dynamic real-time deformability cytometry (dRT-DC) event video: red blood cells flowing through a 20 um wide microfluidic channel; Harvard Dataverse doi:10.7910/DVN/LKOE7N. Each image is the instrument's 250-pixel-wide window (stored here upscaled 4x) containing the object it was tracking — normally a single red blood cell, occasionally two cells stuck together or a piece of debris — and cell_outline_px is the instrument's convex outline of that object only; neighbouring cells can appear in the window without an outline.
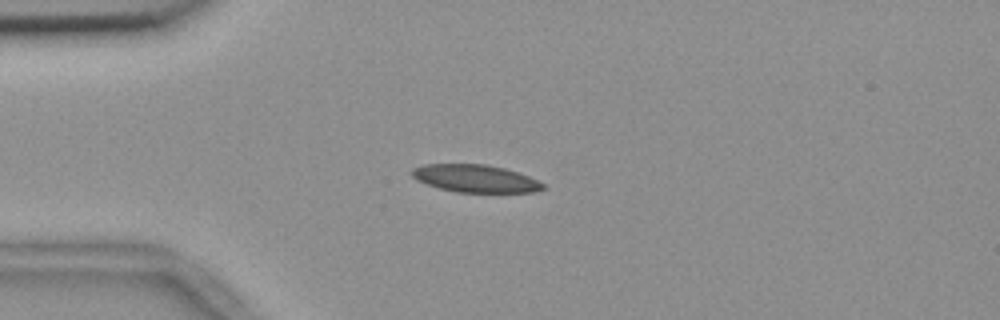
{"species": "common noctule bat (a hibernating species)", "species_latin": "Nyctalus noctula", "temperature_condition": "room temperature", "stored_images_in_passage": 54, "camera_frame_rate_fps": 3000, "um_per_image_px": 0.085, "animal": {"sex": "female", "body_mass_g": 18.4}, "frame": {"image": 1, "passage_image": 13, "time_ms": 4.0, "image_size_px": [1000, 320], "cell_outline_px": [[548, 188], [532, 192], [456, 192], [440, 188], [416, 180], [408, 172], [412, 168], [424, 164], [484, 164], [504, 168], [528, 176], [544, 184]], "centroid_in_image_um": [40.37, 15.17], "position_along_channel_um": 44.6, "area_um2": 21.04}}
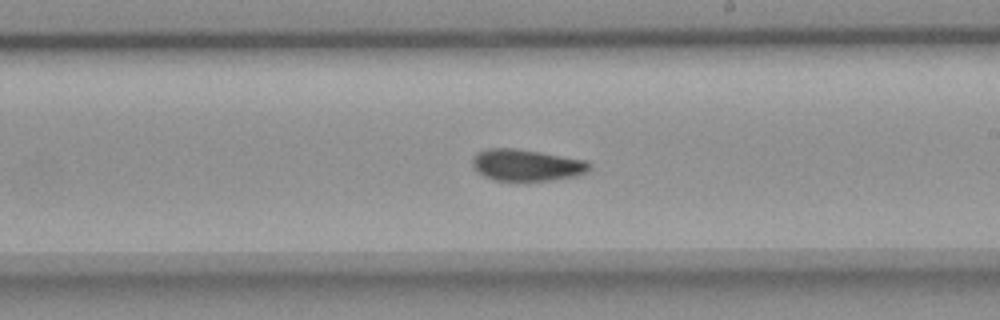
{"frame": {"image": 2, "passage_image": 31, "time_ms": 10.0, "image_size_px": [1000, 320], "cell_outline_px": [[592, 168], [588, 172], [576, 176], [552, 180], [492, 180], [476, 172], [472, 168], [472, 156], [476, 152], [484, 148], [516, 148], [588, 160], [592, 164]], "centroid_in_image_um": [44.75, 14.02], "position_along_channel_um": 244.3, "area_um2": 22.02}}
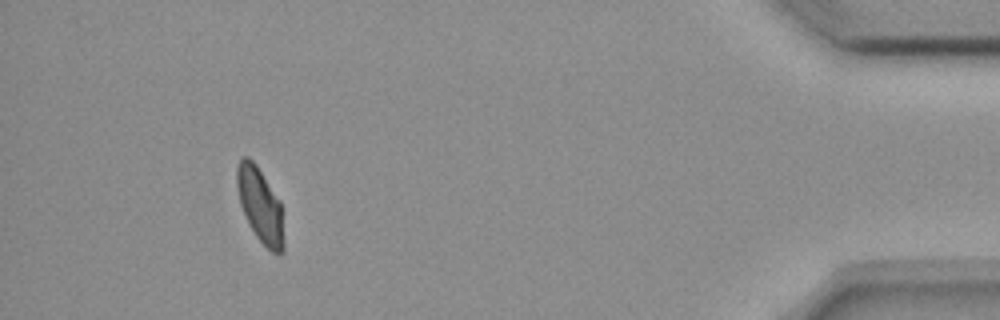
{"frame": {"image": 3, "passage_image": 50, "time_ms": 16.333, "image_size_px": [1000, 320], "cell_outline_px": [[284, 252], [280, 256], [272, 252], [256, 236], [240, 204], [236, 184], [236, 168], [240, 160], [244, 156], [248, 156], [256, 164], [280, 200], [284, 240]], "centroid_in_image_um": [22.13, 17.44], "position_along_channel_um": 413.1, "area_um2": 20.29}, "authors_computed_cell_mechanics": {"area_um2": 21.4149, "velocity_mm_per_s": 3.6527, "shape_relaxation_time_tau1_ms": null, "shape_relaxation_time_tau2_ms": 3.3988, "deformation_change_tau1": null, "deformation_change_tau2": 0.0697}}